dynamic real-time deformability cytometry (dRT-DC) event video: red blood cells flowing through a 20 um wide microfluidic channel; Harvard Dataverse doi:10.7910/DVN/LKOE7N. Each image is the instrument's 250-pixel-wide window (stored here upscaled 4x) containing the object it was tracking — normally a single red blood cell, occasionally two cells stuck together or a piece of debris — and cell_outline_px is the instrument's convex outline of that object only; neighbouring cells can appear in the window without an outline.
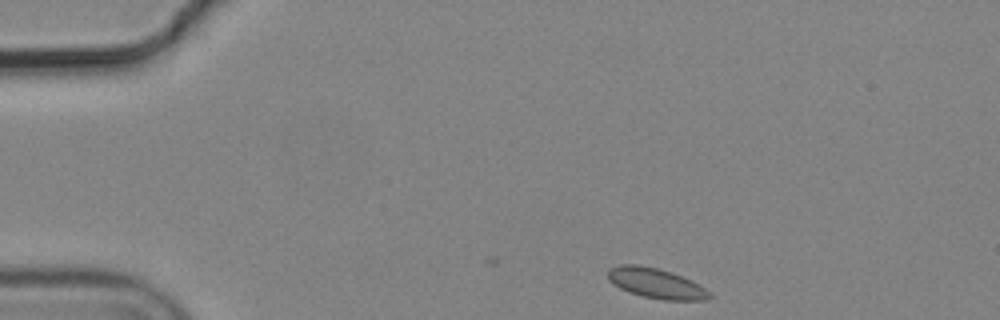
{"species": "common noctule bat (a hibernating species)", "species_latin": "Nyctalus noctula", "temperature_condition": "cold", "stored_images_in_passage": 4, "camera_frame_rate_fps": 3000, "um_per_image_px": 0.085, "animal": {"sex": "male", "body_mass_g": 19.2, "forearm_length_mm": 51.8}, "frame": {"image": 1, "passage_image": 1, "time_ms": 0.0, "image_size_px": [1000, 320], "cell_outline_px": [[712, 296], [708, 300], [664, 300], [644, 296], [628, 292], [612, 284], [608, 280], [608, 268], [620, 264], [636, 264], [656, 268], [672, 272], [692, 280], [704, 288]], "centroid_in_image_um": [55.73, 24.07], "position_along_channel_um": 29.3, "area_um2": 17.86}}
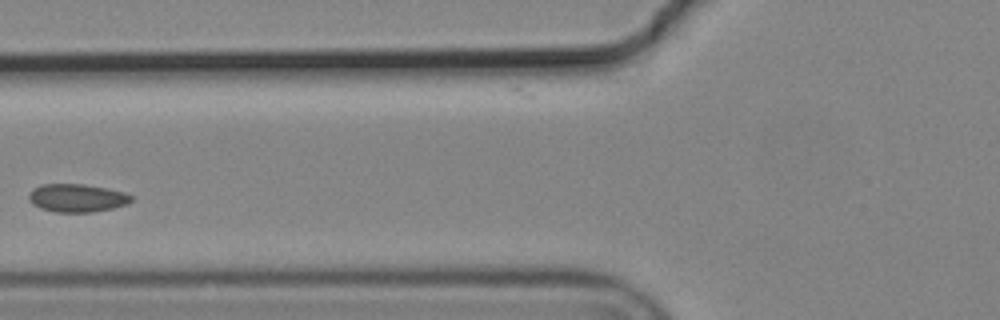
{"frame": {"image": 2, "passage_image": 4, "time_ms": 1.0, "image_size_px": [1000, 320], "cell_outline_px": [[132, 200], [128, 204], [112, 208], [92, 212], [56, 212], [40, 208], [32, 204], [28, 200], [28, 196], [32, 188], [44, 184], [84, 184], [124, 192], [132, 196]], "centroid_in_image_um": [6.51, 16.83], "position_along_channel_um": 119.3, "area_um2": 16.76}}